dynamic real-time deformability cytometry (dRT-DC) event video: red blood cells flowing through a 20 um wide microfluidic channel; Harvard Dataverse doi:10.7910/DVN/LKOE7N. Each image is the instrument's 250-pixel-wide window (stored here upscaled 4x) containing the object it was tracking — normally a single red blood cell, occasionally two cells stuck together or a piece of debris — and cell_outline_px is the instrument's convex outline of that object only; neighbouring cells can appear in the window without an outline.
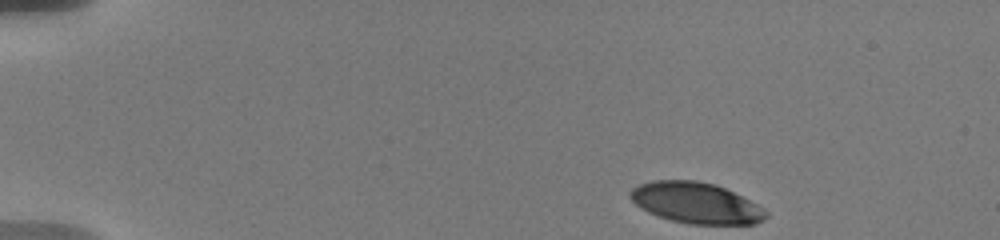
{"species": "human", "species_latin": "Homo sapiens", "temperature_condition": "warm", "stored_images_in_passage": 49, "camera_frame_rate_fps": 3000, "um_per_image_px": 0.085, "donor": {"sex": "male"}, "frame": {"image": 1, "passage_image": 1, "time_ms": 0.0, "image_size_px": [1000, 240], "cell_outline_px": [[768, 216], [764, 220], [756, 224], [688, 224], [672, 220], [648, 212], [640, 208], [628, 196], [628, 192], [632, 188], [640, 184], [652, 180], [696, 180], [716, 184], [764, 208], [768, 212]], "centroid_in_image_um": [59.15, 17.25], "position_along_channel_um": 25.9, "area_um2": 32.37}}
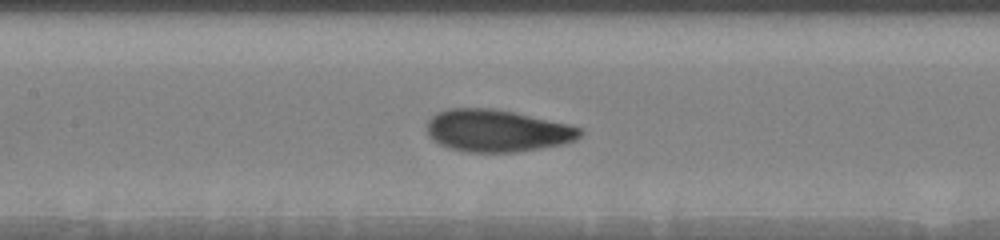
{"frame": {"image": 2, "passage_image": 20, "time_ms": 6.667, "image_size_px": [1000, 240], "cell_outline_px": [[584, 132], [580, 136], [564, 144], [516, 152], [468, 152], [448, 148], [432, 140], [428, 136], [428, 120], [436, 112], [448, 108], [492, 108], [512, 112], [568, 124], [580, 128]], "centroid_in_image_um": [42.21, 11.11], "position_along_channel_um": 165.2, "area_um2": 37.51}}
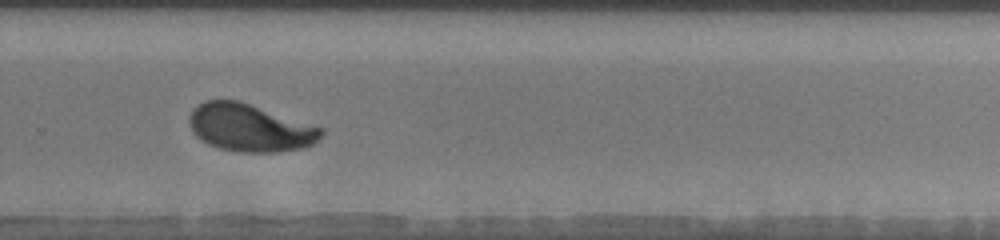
{"frame": {"image": 3, "passage_image": 33, "time_ms": 10.667, "image_size_px": [1000, 240], "cell_outline_px": [[324, 132], [312, 144], [304, 148], [276, 152], [240, 152], [220, 148], [208, 144], [200, 140], [192, 132], [188, 124], [188, 116], [204, 100], [240, 100], [324, 128]], "centroid_in_image_um": [21.23, 10.86], "position_along_channel_um": 308.6, "area_um2": 36.7}, "authors_computed_cell_mechanics": {"area_um2": 36.703, "velocity_mm_per_s": 3.5971, "shape_relaxation_time_tau1_ms": 3.6394, "shape_relaxation_time_tau2_ms": 1.0295, "deformation_change_tau1": 0.1894, "deformation_change_tau2": 0.0656}}